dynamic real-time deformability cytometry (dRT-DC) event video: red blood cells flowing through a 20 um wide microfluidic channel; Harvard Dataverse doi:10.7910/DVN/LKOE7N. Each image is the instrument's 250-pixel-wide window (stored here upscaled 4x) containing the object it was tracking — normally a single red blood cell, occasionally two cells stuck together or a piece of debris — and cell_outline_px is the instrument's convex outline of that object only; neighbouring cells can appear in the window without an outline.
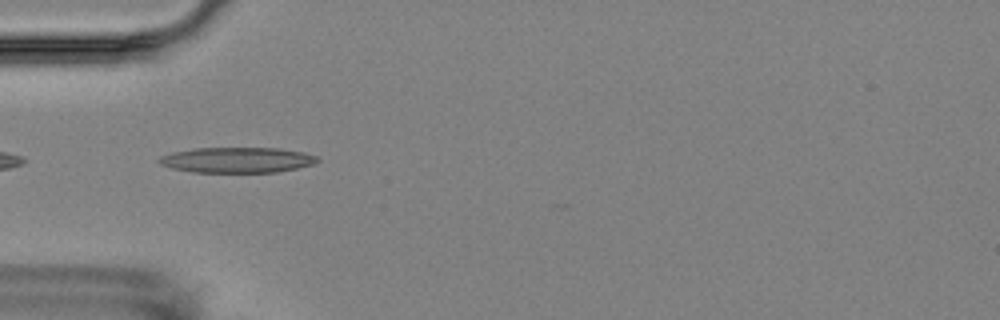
{"species": "Egyptian fruit bat (a non-hibernating species)", "species_latin": "Rousettus aegyptiacus", "temperature_condition": "room temperature", "stored_images_in_passage": 1, "camera_frame_rate_fps": 3000, "um_per_image_px": 0.085, "animal": {"sex": "female"}, "frame": {"image": 1, "passage_image": 1, "time_ms": 0.0, "image_size_px": [1000, 320], "cell_outline_px": [[320, 160], [312, 164], [296, 168], [276, 172], [192, 172], [172, 168], [160, 164], [156, 160], [160, 156], [172, 152], [192, 148], [276, 148], [304, 152], [316, 156]], "centroid_in_image_um": [20.11, 13.59], "position_along_channel_um": 64.9, "area_um2": 23.47}}